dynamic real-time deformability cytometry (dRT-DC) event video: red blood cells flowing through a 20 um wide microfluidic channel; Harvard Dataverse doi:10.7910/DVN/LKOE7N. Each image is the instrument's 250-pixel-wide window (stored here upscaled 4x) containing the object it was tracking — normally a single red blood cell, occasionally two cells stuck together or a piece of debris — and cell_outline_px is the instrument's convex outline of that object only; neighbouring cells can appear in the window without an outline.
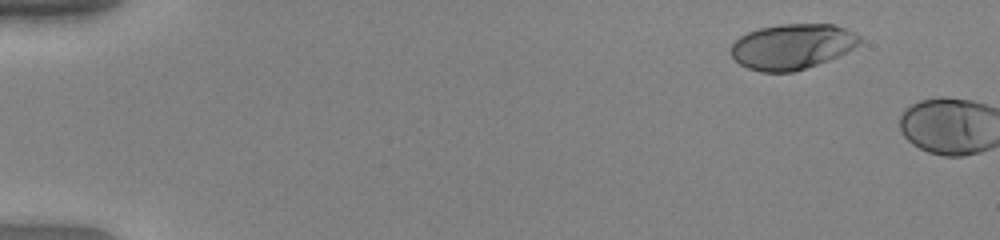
{"species": "human", "species_latin": "Homo sapiens", "temperature_condition": "warm", "stored_images_in_passage": 3, "camera_frame_rate_fps": 3000, "um_per_image_px": 0.085, "donor": {"sex": "female"}, "frame": {"image": 1, "passage_image": 1, "time_ms": 0.0, "image_size_px": [1000, 240], "cell_outline_px": [[860, 44], [828, 60], [792, 72], [760, 72], [748, 68], [740, 64], [732, 56], [732, 44], [740, 36], [748, 32], [760, 28], [780, 24], [832, 24], [844, 28], [860, 36]], "centroid_in_image_um": [67.31, 3.95], "position_along_channel_um": 17.7, "area_um2": 33.58}}